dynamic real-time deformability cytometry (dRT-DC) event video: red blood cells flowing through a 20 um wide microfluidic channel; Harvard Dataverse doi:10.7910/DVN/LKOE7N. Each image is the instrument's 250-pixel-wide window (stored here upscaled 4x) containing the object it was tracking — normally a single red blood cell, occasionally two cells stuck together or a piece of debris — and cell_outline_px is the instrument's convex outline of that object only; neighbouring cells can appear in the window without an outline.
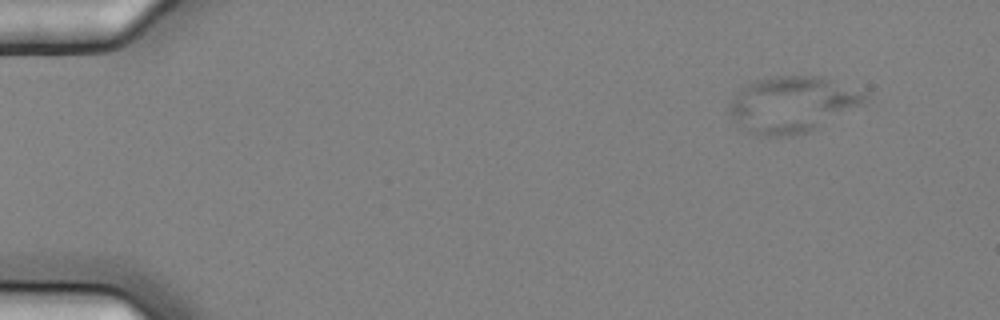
{"species": "common noctule bat (a hibernating species)", "species_latin": "Nyctalus noctula", "temperature_condition": "cold", "stored_images_in_passage": 6, "camera_frame_rate_fps": 3000, "um_per_image_px": 0.085, "animal": {"sex": "female", "body_mass_g": 25.1}, "frame": {"image": 1, "passage_image": 1, "time_ms": 0.0, "image_size_px": [1000, 320], "cell_outline_px": [[868, 104], [808, 132], [784, 136], [760, 136], [736, 128], [728, 112], [728, 108], [736, 92], [744, 84], [756, 80], [776, 76], [824, 76], [868, 92]], "centroid_in_image_um": [67.37, 8.87], "position_along_channel_um": 17.6, "area_um2": 45.49}}
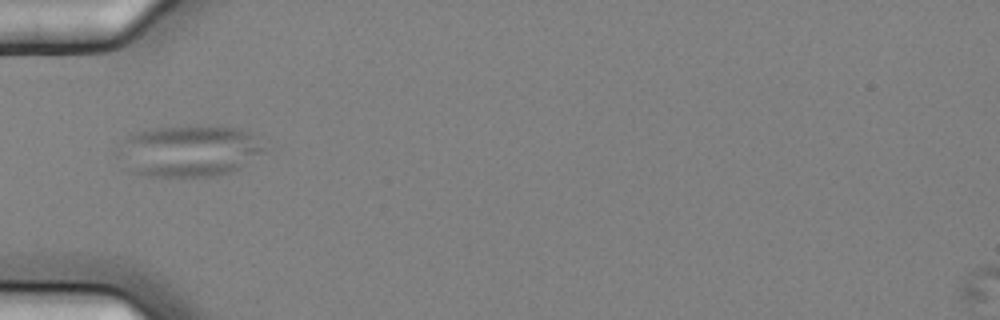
{"frame": {"image": 2, "passage_image": 5, "time_ms": 1.333, "image_size_px": [1000, 320], "cell_outline_px": [[264, 152], [240, 168], [232, 172], [216, 176], [148, 176], [132, 172], [128, 144], [128, 136], [136, 132], [152, 128], [192, 124], [208, 124], [240, 128], [260, 136], [264, 148]], "centroid_in_image_um": [16.35, 12.77], "position_along_channel_um": 68.6, "area_um2": 43.0}}
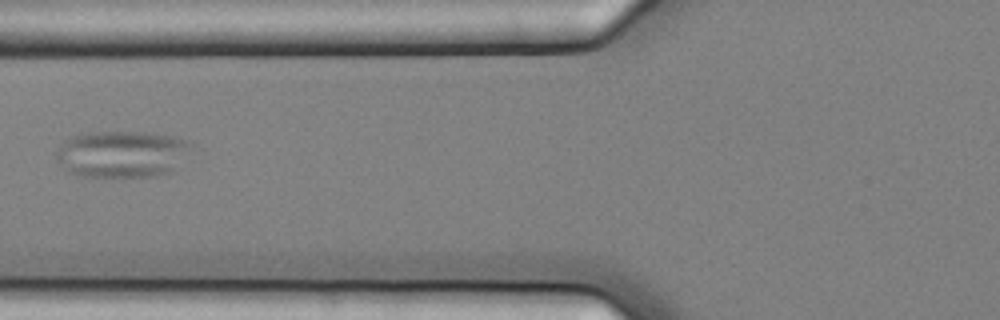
{"frame": {"image": 3, "passage_image": 6, "time_ms": 1.667, "image_size_px": [1000, 320], "cell_outline_px": [[192, 144], [172, 172], [156, 176], [84, 176], [68, 172], [56, 160], [56, 152], [64, 140], [72, 136], [88, 132], [148, 132], [172, 136], [188, 140]], "centroid_in_image_um": [10.33, 13.08], "position_along_channel_um": 115.5, "area_um2": 36.59}}